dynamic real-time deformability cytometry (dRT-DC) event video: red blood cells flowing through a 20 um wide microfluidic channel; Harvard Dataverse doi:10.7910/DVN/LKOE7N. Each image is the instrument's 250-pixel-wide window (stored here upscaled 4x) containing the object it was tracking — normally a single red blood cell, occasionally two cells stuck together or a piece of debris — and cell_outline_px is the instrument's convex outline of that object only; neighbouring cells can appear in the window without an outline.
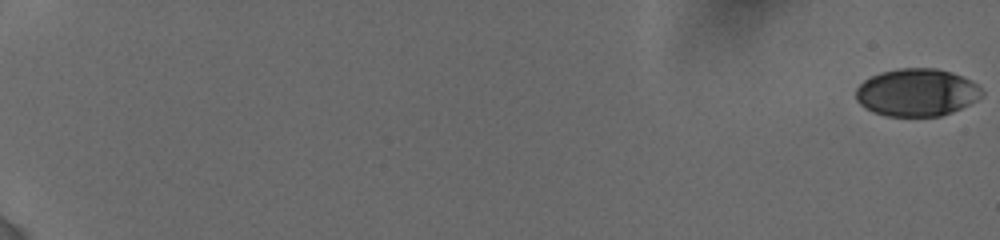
{"species": "human", "species_latin": "Homo sapiens", "temperature_condition": "cold", "stored_images_in_passage": 34, "camera_frame_rate_fps": 3000, "um_per_image_px": 0.085, "donor": {"sex": "female"}, "frame": {"image": 1, "passage_image": 1, "time_ms": 0.0, "image_size_px": [1000, 240], "cell_outline_px": [[984, 96], [952, 112], [940, 116], [888, 116], [872, 112], [864, 108], [856, 100], [856, 88], [864, 80], [880, 72], [900, 68], [936, 68], [952, 72], [976, 84], [984, 92]], "centroid_in_image_um": [77.9, 7.86], "position_along_channel_um": 7.1, "area_um2": 34.91}}
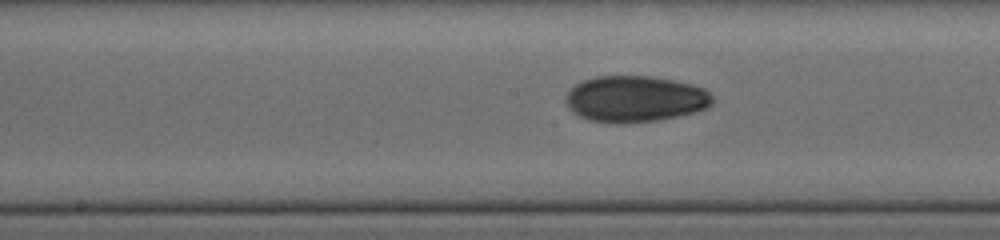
{"frame": {"image": 2, "passage_image": 19, "time_ms": 11.0, "image_size_px": [1000, 240], "cell_outline_px": [[712, 104], [708, 108], [696, 112], [660, 120], [620, 124], [616, 124], [588, 120], [580, 116], [568, 108], [564, 100], [564, 96], [576, 84], [584, 80], [596, 76], [652, 76], [692, 84], [704, 88], [712, 96]], "centroid_in_image_um": [53.98, 8.42], "position_along_channel_um": 194.2, "area_um2": 39.88}}
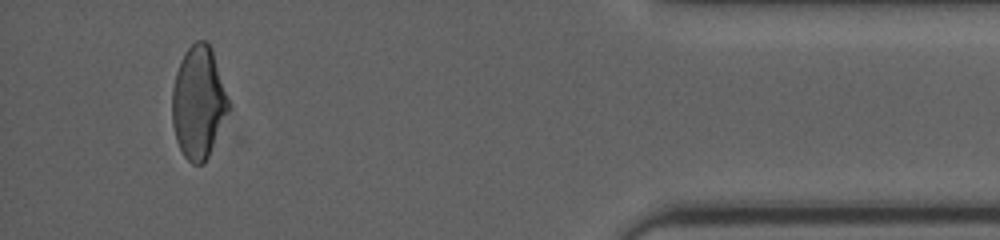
{"frame": {"image": 3, "passage_image": 33, "time_ms": 18.0, "image_size_px": [1000, 240], "cell_outline_px": [[232, 104], [208, 156], [204, 164], [192, 164], [184, 156], [176, 140], [172, 124], [172, 88], [176, 72], [180, 60], [184, 52], [196, 40], [204, 40], [212, 48]], "centroid_in_image_um": [16.88, 8.68], "position_along_channel_um": 418.3, "area_um2": 37.34}, "authors_computed_cell_mechanics": {"area_um2": 37.3677, "velocity_mm_per_s": 3.8498, "shape_relaxation_time_tau1_ms": 8.948, "shape_relaxation_time_tau2_ms": 4.2274, "deformation_change_tau1": 0.1742, "deformation_change_tau2": 0.0789}}